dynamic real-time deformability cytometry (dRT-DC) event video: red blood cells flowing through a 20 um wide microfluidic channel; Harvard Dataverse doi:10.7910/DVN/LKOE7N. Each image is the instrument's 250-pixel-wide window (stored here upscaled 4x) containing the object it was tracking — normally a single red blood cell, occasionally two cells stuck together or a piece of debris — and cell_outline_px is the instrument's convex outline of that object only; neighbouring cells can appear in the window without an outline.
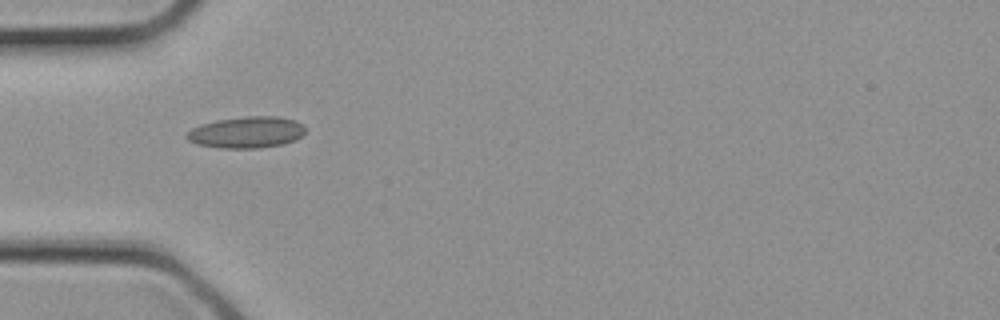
{"species": "common noctule bat (a hibernating species)", "species_latin": "Nyctalus noctula", "temperature_condition": "cold", "stored_images_in_passage": 3, "camera_frame_rate_fps": 3000, "um_per_image_px": 0.085, "animal": {"sex": "female", "body_mass_g": 21.9}, "frame": {"image": 1, "passage_image": 3, "time_ms": 0.667, "image_size_px": [1000, 320], "cell_outline_px": [[304, 132], [300, 136], [292, 140], [280, 144], [260, 148], [220, 148], [196, 144], [188, 140], [184, 136], [192, 128], [200, 124], [216, 120], [244, 116], [280, 116], [296, 120], [304, 124]], "centroid_in_image_um": [20.92, 11.23], "position_along_channel_um": 64.1, "area_um2": 21.79}}